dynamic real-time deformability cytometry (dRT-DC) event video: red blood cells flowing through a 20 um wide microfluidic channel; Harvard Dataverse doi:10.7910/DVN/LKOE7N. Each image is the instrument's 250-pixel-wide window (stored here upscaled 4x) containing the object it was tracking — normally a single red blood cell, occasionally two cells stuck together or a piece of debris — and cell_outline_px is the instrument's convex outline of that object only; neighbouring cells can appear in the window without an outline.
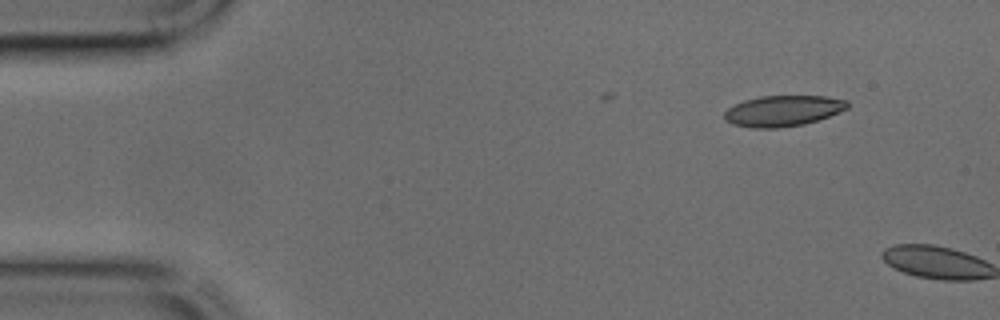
{"species": "common noctule bat (a hibernating species)", "species_latin": "Nyctalus noctula", "temperature_condition": "cold", "stored_images_in_passage": 2, "camera_frame_rate_fps": 3000, "um_per_image_px": 0.085, "animal": {"sex": "male", "body_mass_g": 17.9, "forearm_length_mm": 54.2}, "frame": {"image": 1, "passage_image": 1, "time_ms": 0.0, "image_size_px": [1000, 320], "cell_outline_px": [[848, 108], [828, 116], [804, 124], [776, 128], [752, 128], [732, 124], [724, 120], [724, 112], [728, 108], [744, 100], [760, 96], [824, 96], [848, 100]], "centroid_in_image_um": [66.52, 9.42], "position_along_channel_um": 18.5, "area_um2": 22.02}}